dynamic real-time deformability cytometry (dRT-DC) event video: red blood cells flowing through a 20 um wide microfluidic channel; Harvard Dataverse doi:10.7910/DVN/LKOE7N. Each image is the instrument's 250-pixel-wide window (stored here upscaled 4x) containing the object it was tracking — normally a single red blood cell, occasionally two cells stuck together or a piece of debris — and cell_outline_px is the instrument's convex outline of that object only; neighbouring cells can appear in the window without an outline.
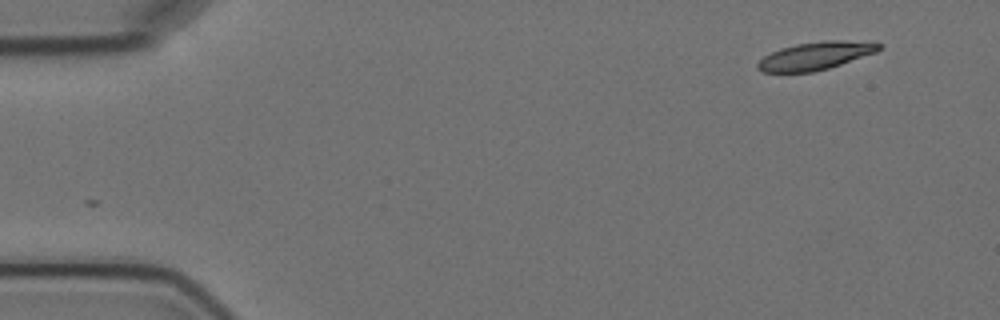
{"species": "Egyptian fruit bat (a non-hibernating species)", "species_latin": "Rousettus aegyptiacus", "temperature_condition": "cold", "stored_images_in_passage": 2, "camera_frame_rate_fps": 3000, "um_per_image_px": 0.085, "animal": {"sex": "female"}, "frame": {"image": 1, "passage_image": 2, "time_ms": 1.667, "image_size_px": [1000, 320], "cell_outline_px": [[884, 44], [876, 52], [828, 68], [812, 72], [764, 72], [756, 68], [756, 64], [764, 56], [780, 48], [796, 44], [824, 40], [840, 40]], "centroid_in_image_um": [69.27, 4.74], "position_along_channel_um": 15.7, "area_um2": 19.42}}